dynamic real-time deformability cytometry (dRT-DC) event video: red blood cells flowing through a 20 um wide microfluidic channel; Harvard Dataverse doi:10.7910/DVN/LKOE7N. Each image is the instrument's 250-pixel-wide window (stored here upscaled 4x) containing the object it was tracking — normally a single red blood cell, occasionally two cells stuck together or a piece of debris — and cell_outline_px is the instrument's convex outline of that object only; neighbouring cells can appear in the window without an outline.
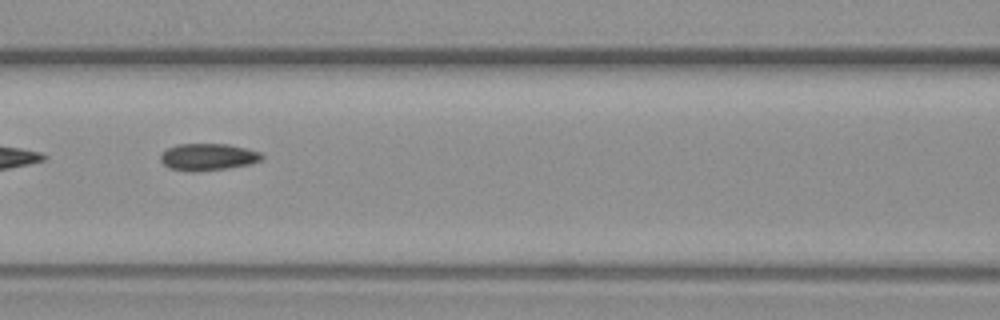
{"species": "common noctule bat (a hibernating species)", "species_latin": "Nyctalus noctula", "temperature_condition": "warm", "stored_images_in_passage": 10, "camera_frame_rate_fps": 3000, "um_per_image_px": 0.085, "animal": {"sex": "female", "body_mass_g": 19.3, "forearm_length_mm": 54.1}, "frame": {"image": 1, "passage_image": 7, "time_ms": 8.333, "image_size_px": [1000, 320], "cell_outline_px": [[264, 156], [260, 160], [248, 164], [224, 168], [192, 172], [168, 168], [160, 160], [160, 156], [168, 148], [176, 144], [228, 144], [260, 152]], "centroid_in_image_um": [17.64, 13.33], "position_along_channel_um": 149.0, "area_um2": 15.66}}
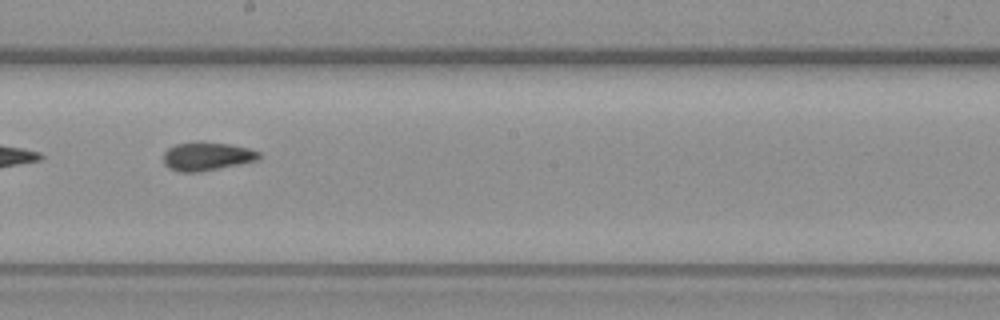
{"frame": {"image": 2, "passage_image": 9, "time_ms": 10.667, "image_size_px": [1000, 320], "cell_outline_px": [[260, 156], [256, 160], [196, 172], [180, 172], [168, 168], [164, 164], [164, 152], [168, 148], [176, 144], [228, 144], [248, 148], [260, 152]], "centroid_in_image_um": [17.54, 13.32], "position_along_channel_um": 230.7, "area_um2": 14.97}}
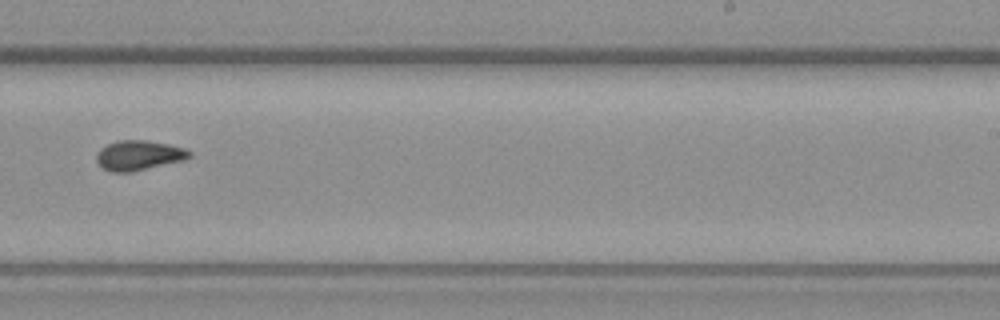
{"frame": {"image": 3, "passage_image": 10, "time_ms": 12.0, "image_size_px": [1000, 320], "cell_outline_px": [[192, 156], [184, 160], [132, 172], [112, 172], [104, 168], [96, 160], [96, 152], [100, 148], [108, 144], [120, 140], [144, 140], [168, 144], [184, 148], [192, 152]], "centroid_in_image_um": [11.8, 13.2], "position_along_channel_um": 277.2, "area_um2": 16.13}}